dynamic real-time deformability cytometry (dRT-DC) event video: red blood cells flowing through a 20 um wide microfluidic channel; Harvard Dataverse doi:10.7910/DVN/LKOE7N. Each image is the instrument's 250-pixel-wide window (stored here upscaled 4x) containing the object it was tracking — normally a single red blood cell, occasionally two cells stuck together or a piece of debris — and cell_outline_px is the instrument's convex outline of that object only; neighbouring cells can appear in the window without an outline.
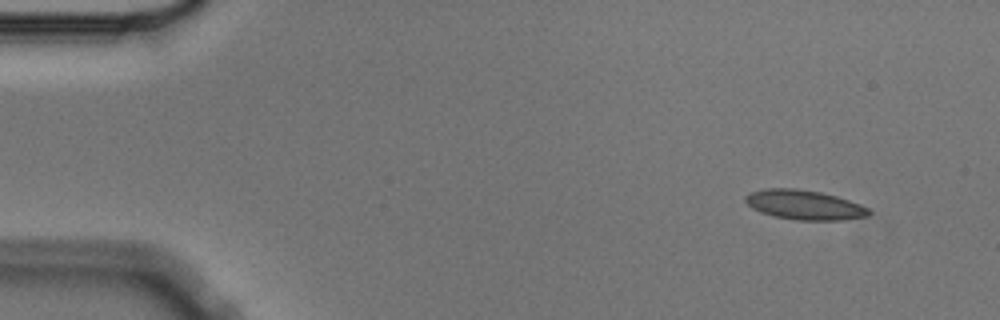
{"species": "Egyptian fruit bat (a non-hibernating species)", "species_latin": "Rousettus aegyptiacus", "temperature_condition": "cold", "stored_images_in_passage": 5, "camera_frame_rate_fps": 3000, "um_per_image_px": 0.085, "animal": {"sex": "male"}, "frame": {"image": 1, "passage_image": 1, "time_ms": 0.0, "image_size_px": [1000, 320], "cell_outline_px": [[872, 212], [868, 216], [844, 220], [796, 220], [772, 216], [760, 212], [752, 208], [744, 200], [744, 196], [752, 192], [764, 188], [796, 188], [820, 192], [836, 196], [860, 204], [868, 208]], "centroid_in_image_um": [68.36, 17.42], "position_along_channel_um": 16.6, "area_um2": 21.39}}